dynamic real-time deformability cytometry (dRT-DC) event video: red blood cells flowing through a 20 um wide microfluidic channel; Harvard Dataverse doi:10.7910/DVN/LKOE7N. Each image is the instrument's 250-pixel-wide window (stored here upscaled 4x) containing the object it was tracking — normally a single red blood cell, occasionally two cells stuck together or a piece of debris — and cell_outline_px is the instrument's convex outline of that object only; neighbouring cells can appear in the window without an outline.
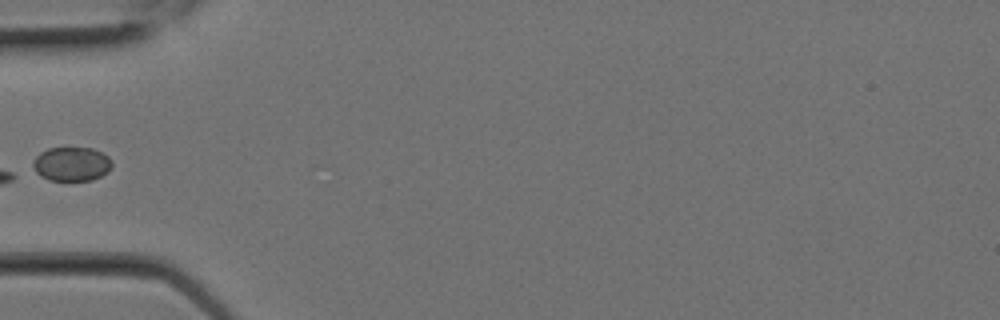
{"species": "Egyptian fruit bat (a non-hibernating species)", "species_latin": "Rousettus aegyptiacus", "temperature_condition": "room temperature", "stored_images_in_passage": 10, "camera_frame_rate_fps": 3000, "um_per_image_px": 0.085, "animal": {"sex": "female"}, "frame": {"image": 1, "passage_image": 7, "time_ms": 2.0, "image_size_px": [1000, 320], "cell_outline_px": [[112, 168], [108, 172], [92, 180], [48, 180], [32, 172], [32, 164], [36, 156], [40, 152], [48, 148], [92, 148], [108, 156], [112, 160]], "centroid_in_image_um": [6.06, 13.95], "position_along_channel_um": 78.9, "area_um2": 15.9}}